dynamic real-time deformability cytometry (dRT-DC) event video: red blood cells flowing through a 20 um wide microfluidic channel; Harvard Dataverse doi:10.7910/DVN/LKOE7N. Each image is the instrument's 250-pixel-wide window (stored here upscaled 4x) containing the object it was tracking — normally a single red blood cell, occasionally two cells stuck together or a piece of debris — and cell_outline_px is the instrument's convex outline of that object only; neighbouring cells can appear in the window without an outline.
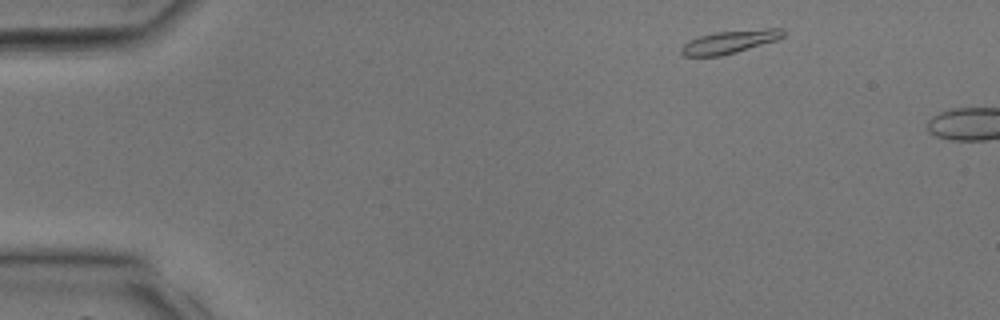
{"species": "common noctule bat (a hibernating species)", "species_latin": "Nyctalus noctula", "temperature_condition": "room temperature", "stored_images_in_passage": 3, "camera_frame_rate_fps": 3000, "um_per_image_px": 0.085, "animal": {"sex": "male", "body_mass_g": 17.9, "forearm_length_mm": 54.2}, "frame": {"image": 1, "passage_image": 1, "time_ms": 0.0, "image_size_px": [1000, 320], "cell_outline_px": [[784, 36], [776, 40], [736, 52], [720, 56], [684, 56], [680, 52], [680, 48], [688, 40], [700, 36], [716, 32], [764, 28], [780, 28], [784, 32]], "centroid_in_image_um": [62.0, 3.55], "position_along_channel_um": 23.0, "area_um2": 13.58}}